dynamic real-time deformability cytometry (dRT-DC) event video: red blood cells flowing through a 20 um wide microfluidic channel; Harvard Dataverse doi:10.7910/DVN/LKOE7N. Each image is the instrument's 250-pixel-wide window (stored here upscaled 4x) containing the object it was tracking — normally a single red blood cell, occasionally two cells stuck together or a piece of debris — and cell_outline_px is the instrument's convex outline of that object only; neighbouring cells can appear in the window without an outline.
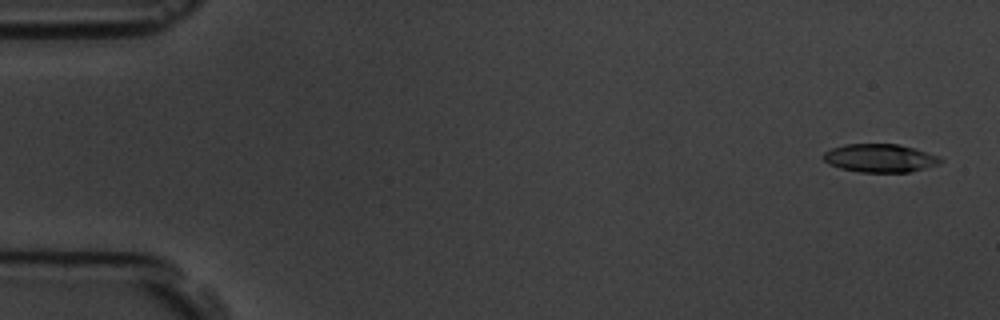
{"species": "common noctule bat (a hibernating species)", "species_latin": "Nyctalus noctula", "temperature_condition": "room temperature", "stored_images_in_passage": 4, "camera_frame_rate_fps": 3000, "um_per_image_px": 0.085, "animal": {"sex": "male", "body_mass_g": 19.5, "forearm_length_mm": 54.6}, "frame": {"image": 1, "passage_image": 1, "time_ms": 0.0, "image_size_px": [1000, 320], "cell_outline_px": [[944, 160], [940, 164], [908, 172], [860, 172], [840, 168], [828, 164], [824, 160], [824, 152], [832, 148], [844, 144], [900, 144], [940, 156]], "centroid_in_image_um": [74.81, 13.44], "position_along_channel_um": 10.2, "area_um2": 19.31}}